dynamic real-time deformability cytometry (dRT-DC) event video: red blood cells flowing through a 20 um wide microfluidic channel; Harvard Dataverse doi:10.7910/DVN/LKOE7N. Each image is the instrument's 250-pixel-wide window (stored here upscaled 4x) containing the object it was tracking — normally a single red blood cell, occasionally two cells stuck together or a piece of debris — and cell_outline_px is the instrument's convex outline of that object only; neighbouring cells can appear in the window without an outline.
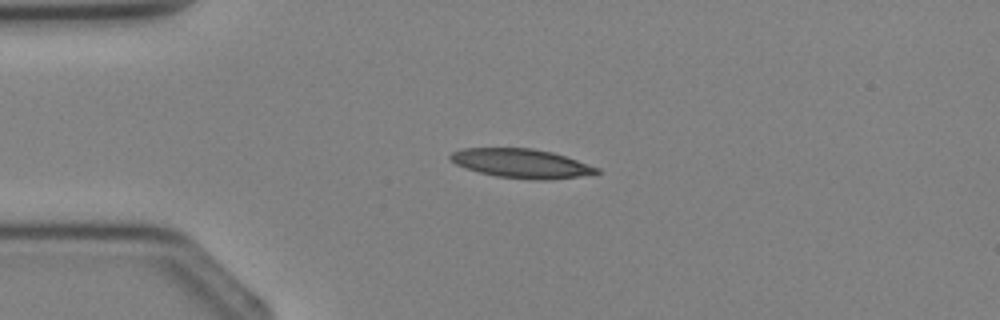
{"species": "Egyptian fruit bat (a non-hibernating species)", "species_latin": "Rousettus aegyptiacus", "temperature_condition": "cold", "stored_images_in_passage": 2, "camera_frame_rate_fps": 3000, "um_per_image_px": 0.085, "animal": {"sex": "female"}, "frame": {"image": 1, "passage_image": 2, "time_ms": 1.0, "image_size_px": [1000, 320], "cell_outline_px": [[600, 172], [580, 176], [548, 180], [540, 180], [496, 176], [480, 172], [456, 164], [448, 156], [452, 152], [460, 148], [532, 148], [552, 152], [600, 168]], "centroid_in_image_um": [44.31, 13.88], "position_along_channel_um": 40.7, "area_um2": 24.51}}